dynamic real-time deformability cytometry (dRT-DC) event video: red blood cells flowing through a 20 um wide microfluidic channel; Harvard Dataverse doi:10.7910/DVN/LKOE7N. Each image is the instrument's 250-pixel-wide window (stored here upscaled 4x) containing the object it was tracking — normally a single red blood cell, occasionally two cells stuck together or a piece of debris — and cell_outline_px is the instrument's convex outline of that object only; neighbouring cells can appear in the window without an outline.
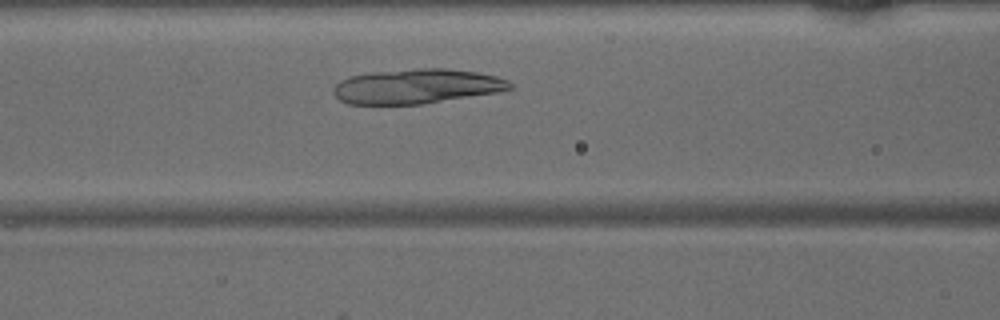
{"species": "common noctule bat (a hibernating species)", "species_latin": "Nyctalus noctula", "temperature_condition": "warm", "stored_images_in_passage": 38, "camera_frame_rate_fps": 3000, "um_per_image_px": 0.085, "animal": {"sex": "male", "body_mass_g": 15.6}, "frame": {"image": 1, "passage_image": 10, "time_ms": 3.0, "image_size_px": [1000, 320], "cell_outline_px": [[516, 88], [500, 92], [420, 104], [348, 104], [340, 100], [332, 92], [332, 88], [340, 80], [348, 76], [372, 72], [416, 68], [444, 68], [476, 72], [496, 76], [508, 80]], "centroid_in_image_um": [35.42, 7.33], "position_along_channel_um": 131.2, "area_um2": 35.89}}
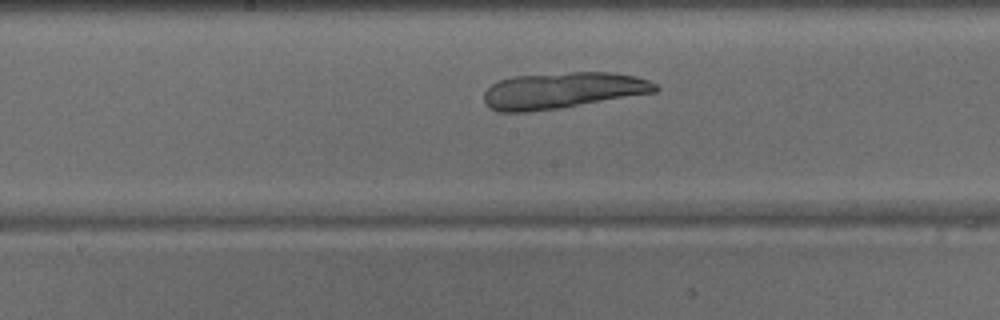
{"frame": {"image": 2, "passage_image": 15, "time_ms": 4.667, "image_size_px": [1000, 320], "cell_outline_px": [[660, 88], [656, 92], [560, 108], [528, 112], [500, 112], [492, 108], [484, 100], [484, 92], [492, 84], [500, 80], [512, 76], [572, 72], [612, 72], [636, 76], [648, 80], [656, 84]], "centroid_in_image_um": [47.84, 7.68], "position_along_channel_um": 200.4, "area_um2": 36.13}}
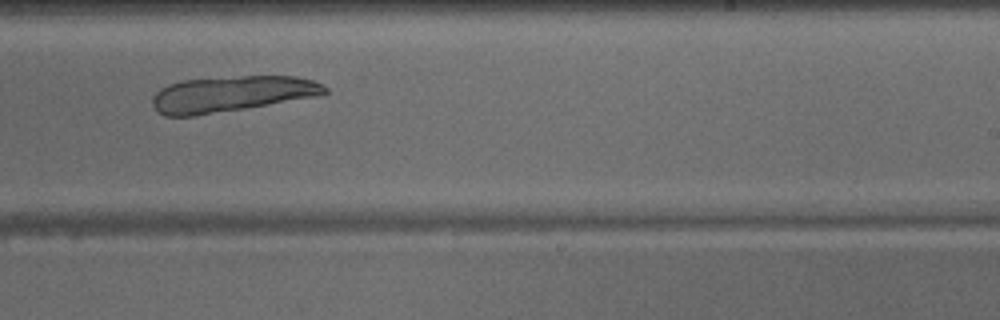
{"frame": {"image": 3, "passage_image": 20, "time_ms": 6.333, "image_size_px": [1000, 320], "cell_outline_px": [[328, 92], [320, 96], [244, 108], [192, 116], [164, 116], [156, 112], [152, 104], [152, 96], [160, 88], [168, 84], [180, 80], [244, 76], [296, 76], [312, 80], [324, 84], [328, 88]], "centroid_in_image_um": [19.67, 7.98], "position_along_channel_um": 269.3, "area_um2": 36.07}}